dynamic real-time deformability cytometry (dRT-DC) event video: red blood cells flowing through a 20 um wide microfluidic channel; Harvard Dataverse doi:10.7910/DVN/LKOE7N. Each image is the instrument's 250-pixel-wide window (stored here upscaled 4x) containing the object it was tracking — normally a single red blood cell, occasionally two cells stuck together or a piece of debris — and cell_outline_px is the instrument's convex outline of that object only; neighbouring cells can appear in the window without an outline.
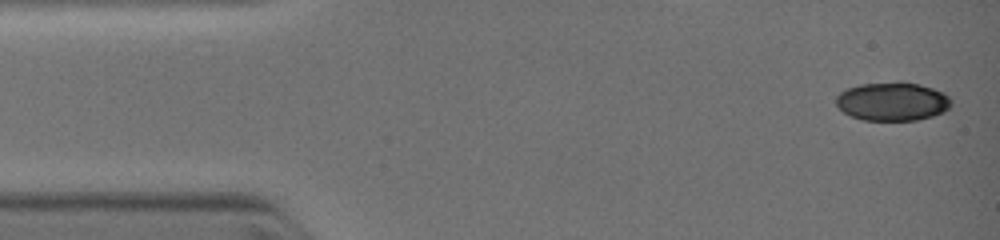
{"species": "common noctule bat (a hibernating species)", "species_latin": "Nyctalus noctula", "temperature_condition": "warm", "stored_images_in_passage": 22, "camera_frame_rate_fps": 3000, "um_per_image_px": 0.085, "animal": {"sex": "female", "body_mass_g": 19.0, "forearm_length_mm": 51.5}, "frame": {"image": 1, "passage_image": 1, "time_ms": 0.0, "image_size_px": [1000, 240], "cell_outline_px": [[952, 104], [944, 112], [932, 116], [916, 120], [864, 120], [852, 116], [844, 112], [836, 104], [836, 96], [840, 92], [848, 88], [860, 84], [896, 80], [904, 80], [920, 84], [944, 92], [952, 100]], "centroid_in_image_um": [75.88, 8.59], "position_along_channel_um": 9.1, "area_um2": 26.3}}
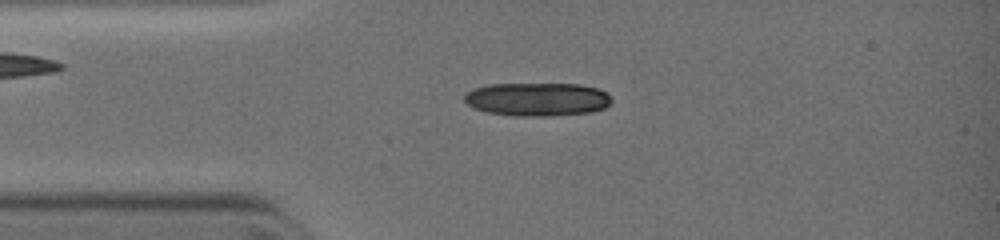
{"frame": {"image": 2, "passage_image": 14, "time_ms": 2.333, "image_size_px": [1000, 240], "cell_outline_px": [[612, 100], [604, 108], [592, 112], [544, 116], [520, 116], [488, 112], [476, 108], [468, 104], [464, 100], [464, 96], [472, 88], [488, 84], [580, 84], [600, 88], [608, 92], [612, 96]], "centroid_in_image_um": [45.72, 8.42], "position_along_channel_um": 39.3, "area_um2": 28.73}}